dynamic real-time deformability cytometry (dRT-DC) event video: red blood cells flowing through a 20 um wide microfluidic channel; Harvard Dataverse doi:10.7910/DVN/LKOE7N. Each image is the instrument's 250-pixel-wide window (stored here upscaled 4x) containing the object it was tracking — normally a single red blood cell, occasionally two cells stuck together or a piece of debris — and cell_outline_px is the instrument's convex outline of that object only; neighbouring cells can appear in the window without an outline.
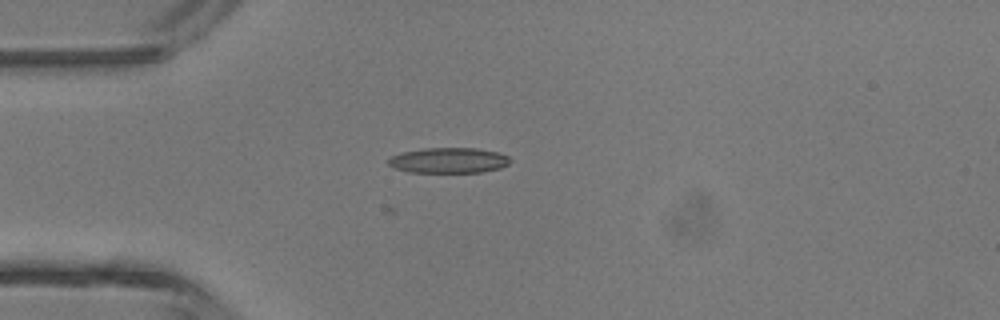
{"species": "common noctule bat (a hibernating species)", "species_latin": "Nyctalus noctula", "temperature_condition": "room temperature", "stored_images_in_passage": 5, "camera_frame_rate_fps": 3000, "um_per_image_px": 0.085, "animal": {"sex": "male", "body_mass_g": 13.3}, "frame": {"image": 1, "passage_image": 4, "time_ms": 3.667, "image_size_px": [1000, 320], "cell_outline_px": [[508, 164], [500, 168], [480, 172], [408, 172], [396, 168], [388, 164], [388, 160], [392, 156], [400, 152], [424, 148], [476, 148], [496, 152], [508, 156]], "centroid_in_image_um": [38.1, 13.63], "position_along_channel_um": 46.9, "area_um2": 17.86}}